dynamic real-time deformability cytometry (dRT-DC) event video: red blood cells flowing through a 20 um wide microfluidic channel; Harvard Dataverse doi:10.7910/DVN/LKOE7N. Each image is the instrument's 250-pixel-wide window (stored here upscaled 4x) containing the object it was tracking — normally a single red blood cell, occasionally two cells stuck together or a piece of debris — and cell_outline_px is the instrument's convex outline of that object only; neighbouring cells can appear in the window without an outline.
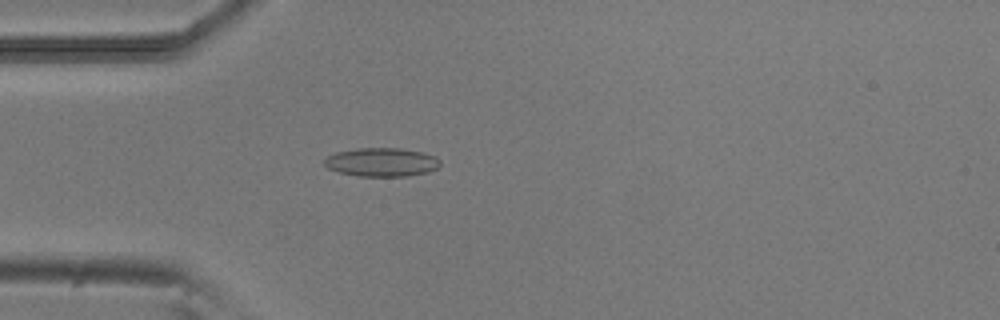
{"species": "common noctule bat (a hibernating species)", "species_latin": "Nyctalus noctula", "temperature_condition": "room temperature", "stored_images_in_passage": 1, "camera_frame_rate_fps": 3000, "um_per_image_px": 0.085, "animal": {"sex": "male", "body_mass_g": 20.5, "forearm_length_mm": 52.5}, "frame": {"image": 1, "passage_image": 1, "time_ms": 0.0, "image_size_px": [1000, 320], "cell_outline_px": [[440, 164], [436, 168], [428, 172], [408, 176], [360, 176], [340, 172], [328, 168], [324, 164], [324, 160], [328, 156], [336, 152], [356, 148], [400, 148], [424, 152], [436, 156], [440, 160]], "centroid_in_image_um": [32.46, 13.77], "position_along_channel_um": 52.5, "area_um2": 19.36}}